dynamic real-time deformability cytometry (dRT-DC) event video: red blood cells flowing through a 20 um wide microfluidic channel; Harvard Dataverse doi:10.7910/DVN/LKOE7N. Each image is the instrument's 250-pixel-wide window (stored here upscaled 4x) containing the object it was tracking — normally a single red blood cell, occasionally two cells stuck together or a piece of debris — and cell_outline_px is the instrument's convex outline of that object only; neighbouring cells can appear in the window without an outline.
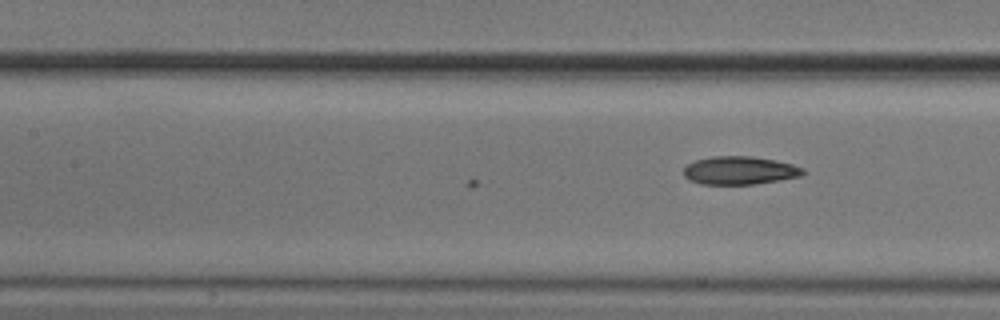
{"species": "common noctule bat (a hibernating species)", "species_latin": "Nyctalus noctula", "temperature_condition": "cold", "stored_images_in_passage": 8, "camera_frame_rate_fps": 3000, "um_per_image_px": 0.085, "animal": {"sex": "male", "body_mass_g": 20.5, "forearm_length_mm": 52.5}, "frame": {"image": 1, "passage_image": 8, "time_ms": 2.333, "image_size_px": [1000, 320], "cell_outline_px": [[804, 172], [800, 176], [756, 184], [700, 184], [688, 180], [684, 176], [684, 168], [688, 164], [696, 160], [712, 156], [752, 156], [792, 164], [804, 168]], "centroid_in_image_um": [62.84, 14.49], "position_along_channel_um": 144.6, "area_um2": 19.48}}